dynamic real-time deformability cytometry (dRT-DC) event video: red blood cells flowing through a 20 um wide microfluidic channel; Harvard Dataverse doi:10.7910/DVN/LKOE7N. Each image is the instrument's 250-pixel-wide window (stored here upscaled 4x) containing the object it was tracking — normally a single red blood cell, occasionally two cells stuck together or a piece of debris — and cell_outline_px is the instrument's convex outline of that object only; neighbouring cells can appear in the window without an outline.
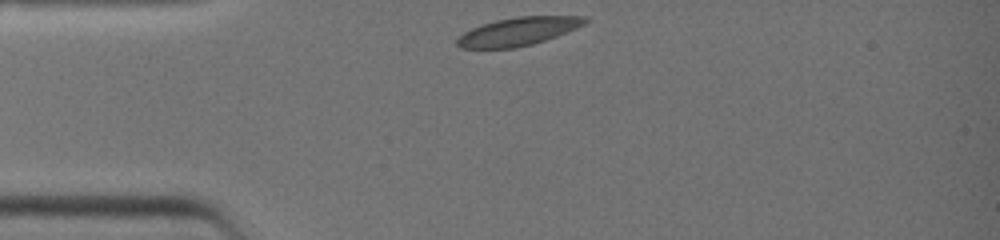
{"species": "common noctule bat (a hibernating species)", "species_latin": "Nyctalus noctula", "temperature_condition": "warm", "stored_images_in_passage": 26, "camera_frame_rate_fps": 3000, "um_per_image_px": 0.085, "animal": {"sex": "female", "body_mass_g": 19.0, "forearm_length_mm": 51.5}, "frame": {"image": 1, "passage_image": 1, "time_ms": 0.0, "image_size_px": [1000, 240], "cell_outline_px": [[592, 20], [576, 28], [556, 36], [532, 44], [516, 48], [460, 48], [456, 44], [456, 40], [464, 32], [480, 24], [496, 20], [520, 16], [588, 16]], "centroid_in_image_um": [44.06, 2.66], "position_along_channel_um": 40.9, "area_um2": 21.04}}
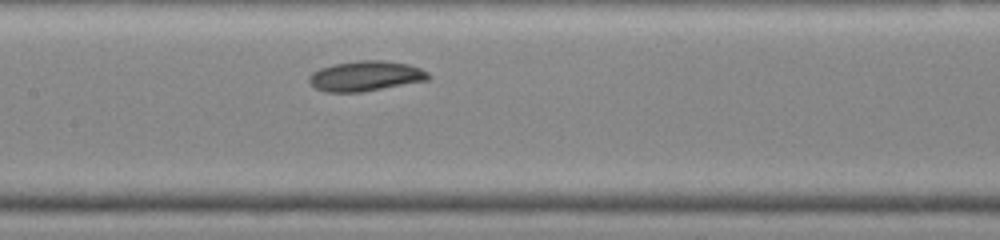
{"frame": {"image": 2, "passage_image": 11, "time_ms": 3.333, "image_size_px": [1000, 240], "cell_outline_px": [[432, 76], [428, 80], [360, 92], [324, 92], [316, 88], [308, 80], [312, 72], [320, 68], [332, 64], [360, 60], [384, 60], [408, 64], [420, 68], [428, 72]], "centroid_in_image_um": [31.08, 6.45], "position_along_channel_um": 176.3, "area_um2": 20.92}}
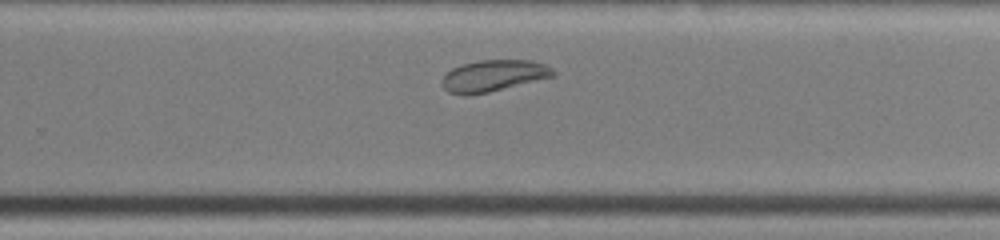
{"frame": {"image": 3, "passage_image": 18, "time_ms": 5.667, "image_size_px": [1000, 240], "cell_outline_px": [[556, 76], [488, 92], [464, 96], [460, 96], [448, 92], [444, 88], [440, 80], [452, 68], [464, 64], [480, 60], [528, 60], [544, 64], [552, 68], [556, 72]], "centroid_in_image_um": [41.94, 6.45], "position_along_channel_um": 287.9, "area_um2": 20.4}}